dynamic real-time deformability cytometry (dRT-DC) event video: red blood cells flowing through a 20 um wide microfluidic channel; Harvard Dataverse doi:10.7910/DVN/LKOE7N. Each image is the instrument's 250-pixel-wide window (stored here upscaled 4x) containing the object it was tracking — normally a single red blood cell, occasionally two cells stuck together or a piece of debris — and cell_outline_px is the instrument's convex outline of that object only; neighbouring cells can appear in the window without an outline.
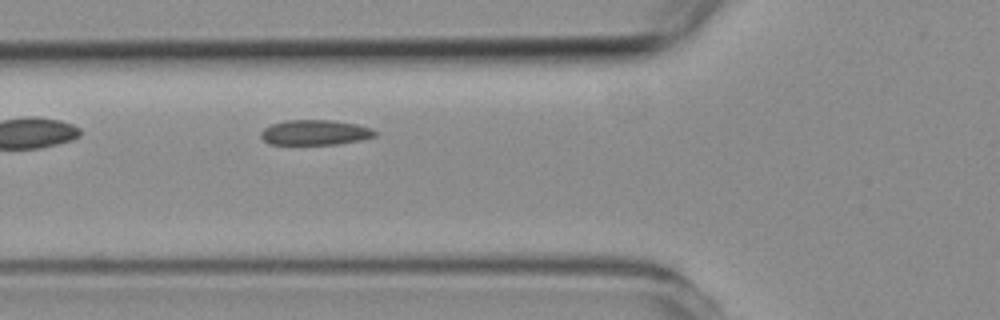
{"species": "common noctule bat (a hibernating species)", "species_latin": "Nyctalus noctula", "temperature_condition": "room temperature", "stored_images_in_passage": 3, "camera_frame_rate_fps": 3000, "um_per_image_px": 0.085, "animal": {"sex": "female", "body_mass_g": 19.3, "forearm_length_mm": 54.1}, "frame": {"image": 1, "passage_image": 3, "time_ms": 2.333, "image_size_px": [1000, 320], "cell_outline_px": [[376, 136], [360, 140], [336, 144], [268, 144], [260, 136], [260, 132], [264, 128], [272, 124], [284, 120], [332, 120], [356, 124], [372, 128], [376, 132]], "centroid_in_image_um": [26.76, 11.25], "position_along_channel_um": 99.0, "area_um2": 16.7}}